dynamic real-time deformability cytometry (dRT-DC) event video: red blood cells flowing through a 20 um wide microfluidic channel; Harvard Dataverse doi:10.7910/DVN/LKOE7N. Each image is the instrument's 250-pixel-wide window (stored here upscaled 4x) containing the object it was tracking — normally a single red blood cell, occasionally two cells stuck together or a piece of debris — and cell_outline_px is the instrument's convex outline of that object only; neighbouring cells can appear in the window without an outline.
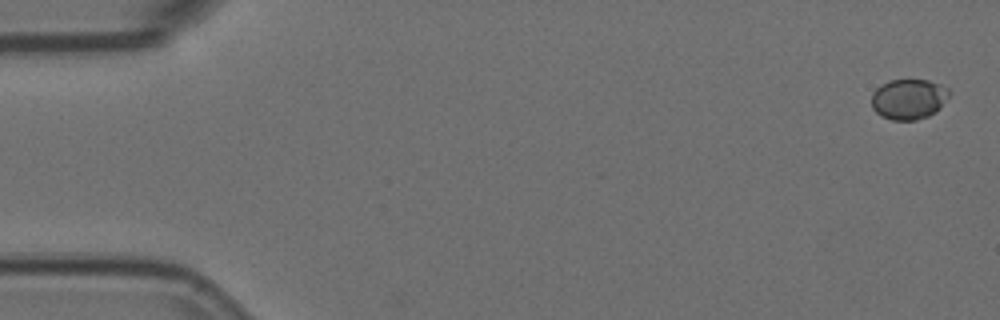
{"species": "Egyptian fruit bat (a non-hibernating species)", "species_latin": "Rousettus aegyptiacus", "temperature_condition": "room temperature", "stored_images_in_passage": 11, "camera_frame_rate_fps": 3000, "um_per_image_px": 0.085, "animal": {"sex": "female"}, "frame": {"image": 1, "passage_image": 1, "time_ms": 0.0, "image_size_px": [1000, 320], "cell_outline_px": [[948, 96], [940, 108], [936, 112], [928, 116], [916, 120], [892, 120], [880, 116], [872, 108], [872, 92], [876, 88], [888, 80], [928, 80], [940, 84], [948, 88]], "centroid_in_image_um": [77.21, 8.43], "position_along_channel_um": 7.8, "area_um2": 18.32}}
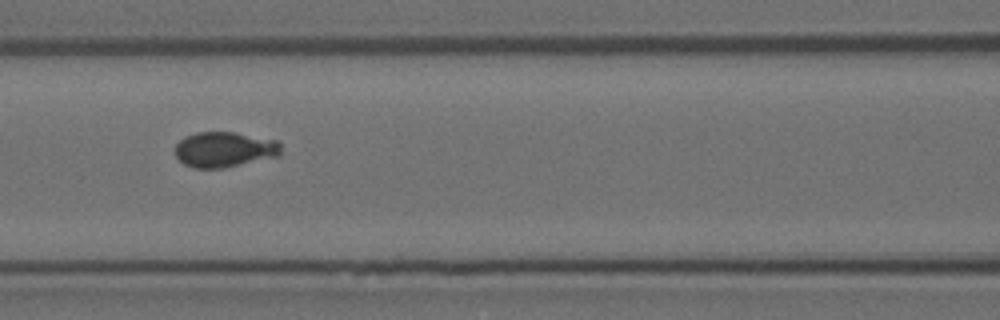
{"frame": {"image": 2, "passage_image": 7, "time_ms": 2.0, "image_size_px": [1000, 320], "cell_outline_px": [[280, 156], [224, 168], [196, 168], [184, 164], [176, 156], [176, 144], [184, 136], [196, 132], [232, 132], [276, 140], [280, 144]], "centroid_in_image_um": [19.07, 12.71], "position_along_channel_um": 147.5, "area_um2": 21.79}}
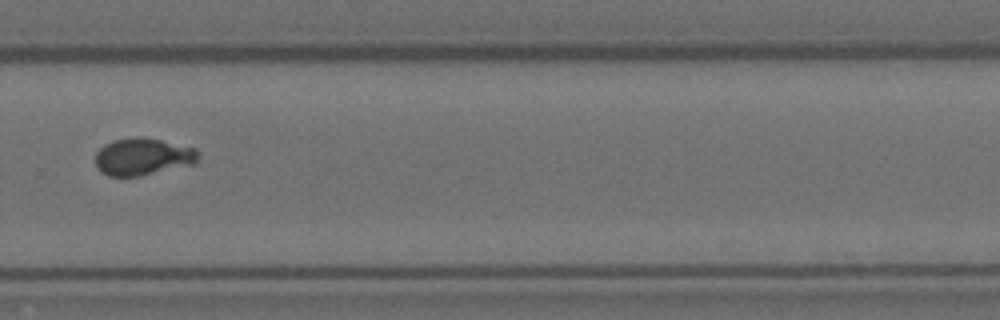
{"frame": {"image": 3, "passage_image": 11, "time_ms": 3.333, "image_size_px": [1000, 320], "cell_outline_px": [[196, 164], [140, 176], [108, 176], [100, 172], [96, 164], [96, 152], [104, 144], [112, 140], [132, 136], [136, 136], [160, 140], [196, 148]], "centroid_in_image_um": [12.1, 13.32], "position_along_channel_um": 317.7, "area_um2": 22.37}}